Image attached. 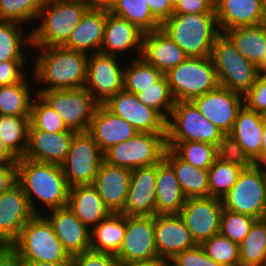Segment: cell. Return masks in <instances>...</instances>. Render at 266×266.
Here are the masks:
<instances>
[{
	"label": "cell",
	"mask_w": 266,
	"mask_h": 266,
	"mask_svg": "<svg viewBox=\"0 0 266 266\" xmlns=\"http://www.w3.org/2000/svg\"><path fill=\"white\" fill-rule=\"evenodd\" d=\"M114 55L101 52L88 55L85 88L99 104L123 89L124 67Z\"/></svg>",
	"instance_id": "obj_13"
},
{
	"label": "cell",
	"mask_w": 266,
	"mask_h": 266,
	"mask_svg": "<svg viewBox=\"0 0 266 266\" xmlns=\"http://www.w3.org/2000/svg\"><path fill=\"white\" fill-rule=\"evenodd\" d=\"M155 216H126V231L118 261L147 260L158 256L154 238Z\"/></svg>",
	"instance_id": "obj_17"
},
{
	"label": "cell",
	"mask_w": 266,
	"mask_h": 266,
	"mask_svg": "<svg viewBox=\"0 0 266 266\" xmlns=\"http://www.w3.org/2000/svg\"><path fill=\"white\" fill-rule=\"evenodd\" d=\"M110 12L136 25L144 33L161 28L145 0H114Z\"/></svg>",
	"instance_id": "obj_38"
},
{
	"label": "cell",
	"mask_w": 266,
	"mask_h": 266,
	"mask_svg": "<svg viewBox=\"0 0 266 266\" xmlns=\"http://www.w3.org/2000/svg\"><path fill=\"white\" fill-rule=\"evenodd\" d=\"M143 35L144 32L136 25L106 10L104 37L100 52L106 55L118 56L120 53L123 55L125 51L127 55L132 53L133 49H136L138 56H141Z\"/></svg>",
	"instance_id": "obj_23"
},
{
	"label": "cell",
	"mask_w": 266,
	"mask_h": 266,
	"mask_svg": "<svg viewBox=\"0 0 266 266\" xmlns=\"http://www.w3.org/2000/svg\"><path fill=\"white\" fill-rule=\"evenodd\" d=\"M216 158L242 169H250L255 164L230 134H224L216 145Z\"/></svg>",
	"instance_id": "obj_48"
},
{
	"label": "cell",
	"mask_w": 266,
	"mask_h": 266,
	"mask_svg": "<svg viewBox=\"0 0 266 266\" xmlns=\"http://www.w3.org/2000/svg\"><path fill=\"white\" fill-rule=\"evenodd\" d=\"M24 63L26 64L25 60H7L0 62V86L21 82L27 75L24 73Z\"/></svg>",
	"instance_id": "obj_52"
},
{
	"label": "cell",
	"mask_w": 266,
	"mask_h": 266,
	"mask_svg": "<svg viewBox=\"0 0 266 266\" xmlns=\"http://www.w3.org/2000/svg\"><path fill=\"white\" fill-rule=\"evenodd\" d=\"M18 159L6 148L0 139V164L17 163Z\"/></svg>",
	"instance_id": "obj_58"
},
{
	"label": "cell",
	"mask_w": 266,
	"mask_h": 266,
	"mask_svg": "<svg viewBox=\"0 0 266 266\" xmlns=\"http://www.w3.org/2000/svg\"><path fill=\"white\" fill-rule=\"evenodd\" d=\"M172 260L178 266H223L210 258L201 245H196L176 254Z\"/></svg>",
	"instance_id": "obj_50"
},
{
	"label": "cell",
	"mask_w": 266,
	"mask_h": 266,
	"mask_svg": "<svg viewBox=\"0 0 266 266\" xmlns=\"http://www.w3.org/2000/svg\"><path fill=\"white\" fill-rule=\"evenodd\" d=\"M45 214H35L11 245L23 262H71Z\"/></svg>",
	"instance_id": "obj_5"
},
{
	"label": "cell",
	"mask_w": 266,
	"mask_h": 266,
	"mask_svg": "<svg viewBox=\"0 0 266 266\" xmlns=\"http://www.w3.org/2000/svg\"><path fill=\"white\" fill-rule=\"evenodd\" d=\"M88 133L104 153L118 143L127 141L139 132L123 118L99 104L95 110Z\"/></svg>",
	"instance_id": "obj_25"
},
{
	"label": "cell",
	"mask_w": 266,
	"mask_h": 266,
	"mask_svg": "<svg viewBox=\"0 0 266 266\" xmlns=\"http://www.w3.org/2000/svg\"><path fill=\"white\" fill-rule=\"evenodd\" d=\"M16 166L17 183L22 187L35 214H43L36 207L37 199L48 210L67 206L70 186L61 165L20 158Z\"/></svg>",
	"instance_id": "obj_2"
},
{
	"label": "cell",
	"mask_w": 266,
	"mask_h": 266,
	"mask_svg": "<svg viewBox=\"0 0 266 266\" xmlns=\"http://www.w3.org/2000/svg\"><path fill=\"white\" fill-rule=\"evenodd\" d=\"M104 153L88 132L74 134L68 154L61 164L68 185L93 184Z\"/></svg>",
	"instance_id": "obj_12"
},
{
	"label": "cell",
	"mask_w": 266,
	"mask_h": 266,
	"mask_svg": "<svg viewBox=\"0 0 266 266\" xmlns=\"http://www.w3.org/2000/svg\"><path fill=\"white\" fill-rule=\"evenodd\" d=\"M224 34L244 58L256 66L261 62L266 53V22L255 26L231 28Z\"/></svg>",
	"instance_id": "obj_34"
},
{
	"label": "cell",
	"mask_w": 266,
	"mask_h": 266,
	"mask_svg": "<svg viewBox=\"0 0 266 266\" xmlns=\"http://www.w3.org/2000/svg\"><path fill=\"white\" fill-rule=\"evenodd\" d=\"M26 78L15 84L0 86V115L30 117L34 92H31L33 85H29Z\"/></svg>",
	"instance_id": "obj_35"
},
{
	"label": "cell",
	"mask_w": 266,
	"mask_h": 266,
	"mask_svg": "<svg viewBox=\"0 0 266 266\" xmlns=\"http://www.w3.org/2000/svg\"><path fill=\"white\" fill-rule=\"evenodd\" d=\"M106 10L87 9L63 47L89 55L100 52L104 37Z\"/></svg>",
	"instance_id": "obj_28"
},
{
	"label": "cell",
	"mask_w": 266,
	"mask_h": 266,
	"mask_svg": "<svg viewBox=\"0 0 266 266\" xmlns=\"http://www.w3.org/2000/svg\"><path fill=\"white\" fill-rule=\"evenodd\" d=\"M156 179L157 164L132 169L127 199L121 214L155 216Z\"/></svg>",
	"instance_id": "obj_19"
},
{
	"label": "cell",
	"mask_w": 266,
	"mask_h": 266,
	"mask_svg": "<svg viewBox=\"0 0 266 266\" xmlns=\"http://www.w3.org/2000/svg\"><path fill=\"white\" fill-rule=\"evenodd\" d=\"M67 206L90 230L111 214L92 184L71 186Z\"/></svg>",
	"instance_id": "obj_29"
},
{
	"label": "cell",
	"mask_w": 266,
	"mask_h": 266,
	"mask_svg": "<svg viewBox=\"0 0 266 266\" xmlns=\"http://www.w3.org/2000/svg\"><path fill=\"white\" fill-rule=\"evenodd\" d=\"M17 184L16 163L0 164V195Z\"/></svg>",
	"instance_id": "obj_54"
},
{
	"label": "cell",
	"mask_w": 266,
	"mask_h": 266,
	"mask_svg": "<svg viewBox=\"0 0 266 266\" xmlns=\"http://www.w3.org/2000/svg\"><path fill=\"white\" fill-rule=\"evenodd\" d=\"M44 0H0V20L21 24L38 18Z\"/></svg>",
	"instance_id": "obj_44"
},
{
	"label": "cell",
	"mask_w": 266,
	"mask_h": 266,
	"mask_svg": "<svg viewBox=\"0 0 266 266\" xmlns=\"http://www.w3.org/2000/svg\"><path fill=\"white\" fill-rule=\"evenodd\" d=\"M114 0H88V9H102L110 11Z\"/></svg>",
	"instance_id": "obj_59"
},
{
	"label": "cell",
	"mask_w": 266,
	"mask_h": 266,
	"mask_svg": "<svg viewBox=\"0 0 266 266\" xmlns=\"http://www.w3.org/2000/svg\"><path fill=\"white\" fill-rule=\"evenodd\" d=\"M30 125L34 129L44 130L49 133L68 130L59 114L38 94L35 95L31 103Z\"/></svg>",
	"instance_id": "obj_45"
},
{
	"label": "cell",
	"mask_w": 266,
	"mask_h": 266,
	"mask_svg": "<svg viewBox=\"0 0 266 266\" xmlns=\"http://www.w3.org/2000/svg\"><path fill=\"white\" fill-rule=\"evenodd\" d=\"M35 215L22 187L17 183L0 195V243L12 245L24 225Z\"/></svg>",
	"instance_id": "obj_18"
},
{
	"label": "cell",
	"mask_w": 266,
	"mask_h": 266,
	"mask_svg": "<svg viewBox=\"0 0 266 266\" xmlns=\"http://www.w3.org/2000/svg\"><path fill=\"white\" fill-rule=\"evenodd\" d=\"M87 9L82 2L44 0L37 18L42 22L30 32L31 46H63Z\"/></svg>",
	"instance_id": "obj_4"
},
{
	"label": "cell",
	"mask_w": 266,
	"mask_h": 266,
	"mask_svg": "<svg viewBox=\"0 0 266 266\" xmlns=\"http://www.w3.org/2000/svg\"><path fill=\"white\" fill-rule=\"evenodd\" d=\"M0 266H24V262L11 245H4L0 249Z\"/></svg>",
	"instance_id": "obj_56"
},
{
	"label": "cell",
	"mask_w": 266,
	"mask_h": 266,
	"mask_svg": "<svg viewBox=\"0 0 266 266\" xmlns=\"http://www.w3.org/2000/svg\"><path fill=\"white\" fill-rule=\"evenodd\" d=\"M258 73L261 75H266V53L264 54L261 62L257 65Z\"/></svg>",
	"instance_id": "obj_62"
},
{
	"label": "cell",
	"mask_w": 266,
	"mask_h": 266,
	"mask_svg": "<svg viewBox=\"0 0 266 266\" xmlns=\"http://www.w3.org/2000/svg\"><path fill=\"white\" fill-rule=\"evenodd\" d=\"M149 6L152 15L162 24L174 12L171 0H145Z\"/></svg>",
	"instance_id": "obj_55"
},
{
	"label": "cell",
	"mask_w": 266,
	"mask_h": 266,
	"mask_svg": "<svg viewBox=\"0 0 266 266\" xmlns=\"http://www.w3.org/2000/svg\"><path fill=\"white\" fill-rule=\"evenodd\" d=\"M24 266H71V262H60V263L24 262Z\"/></svg>",
	"instance_id": "obj_61"
},
{
	"label": "cell",
	"mask_w": 266,
	"mask_h": 266,
	"mask_svg": "<svg viewBox=\"0 0 266 266\" xmlns=\"http://www.w3.org/2000/svg\"><path fill=\"white\" fill-rule=\"evenodd\" d=\"M164 159L172 166L186 198L209 196V175L202 169L182 160L172 149L166 148Z\"/></svg>",
	"instance_id": "obj_32"
},
{
	"label": "cell",
	"mask_w": 266,
	"mask_h": 266,
	"mask_svg": "<svg viewBox=\"0 0 266 266\" xmlns=\"http://www.w3.org/2000/svg\"><path fill=\"white\" fill-rule=\"evenodd\" d=\"M119 266H167V259L157 256L147 260L120 261Z\"/></svg>",
	"instance_id": "obj_57"
},
{
	"label": "cell",
	"mask_w": 266,
	"mask_h": 266,
	"mask_svg": "<svg viewBox=\"0 0 266 266\" xmlns=\"http://www.w3.org/2000/svg\"><path fill=\"white\" fill-rule=\"evenodd\" d=\"M167 148L172 149L182 160L191 165L209 169L216 159V146L204 142H166Z\"/></svg>",
	"instance_id": "obj_41"
},
{
	"label": "cell",
	"mask_w": 266,
	"mask_h": 266,
	"mask_svg": "<svg viewBox=\"0 0 266 266\" xmlns=\"http://www.w3.org/2000/svg\"><path fill=\"white\" fill-rule=\"evenodd\" d=\"M263 117V114L257 113L243 104L237 113L233 130L230 133L257 165H261Z\"/></svg>",
	"instance_id": "obj_30"
},
{
	"label": "cell",
	"mask_w": 266,
	"mask_h": 266,
	"mask_svg": "<svg viewBox=\"0 0 266 266\" xmlns=\"http://www.w3.org/2000/svg\"><path fill=\"white\" fill-rule=\"evenodd\" d=\"M206 254L223 266H240L239 244L219 234L201 244Z\"/></svg>",
	"instance_id": "obj_46"
},
{
	"label": "cell",
	"mask_w": 266,
	"mask_h": 266,
	"mask_svg": "<svg viewBox=\"0 0 266 266\" xmlns=\"http://www.w3.org/2000/svg\"><path fill=\"white\" fill-rule=\"evenodd\" d=\"M166 133L139 132L104 152V162L130 170L158 164L166 150Z\"/></svg>",
	"instance_id": "obj_10"
},
{
	"label": "cell",
	"mask_w": 266,
	"mask_h": 266,
	"mask_svg": "<svg viewBox=\"0 0 266 266\" xmlns=\"http://www.w3.org/2000/svg\"><path fill=\"white\" fill-rule=\"evenodd\" d=\"M263 10L266 17V0H263Z\"/></svg>",
	"instance_id": "obj_66"
},
{
	"label": "cell",
	"mask_w": 266,
	"mask_h": 266,
	"mask_svg": "<svg viewBox=\"0 0 266 266\" xmlns=\"http://www.w3.org/2000/svg\"><path fill=\"white\" fill-rule=\"evenodd\" d=\"M131 170L102 162L93 182L99 196L111 213H121L127 199Z\"/></svg>",
	"instance_id": "obj_24"
},
{
	"label": "cell",
	"mask_w": 266,
	"mask_h": 266,
	"mask_svg": "<svg viewBox=\"0 0 266 266\" xmlns=\"http://www.w3.org/2000/svg\"><path fill=\"white\" fill-rule=\"evenodd\" d=\"M167 266H178L172 259H167Z\"/></svg>",
	"instance_id": "obj_63"
},
{
	"label": "cell",
	"mask_w": 266,
	"mask_h": 266,
	"mask_svg": "<svg viewBox=\"0 0 266 266\" xmlns=\"http://www.w3.org/2000/svg\"><path fill=\"white\" fill-rule=\"evenodd\" d=\"M75 133L69 129L64 132L49 133L29 125L27 147L23 158L61 165L68 154Z\"/></svg>",
	"instance_id": "obj_20"
},
{
	"label": "cell",
	"mask_w": 266,
	"mask_h": 266,
	"mask_svg": "<svg viewBox=\"0 0 266 266\" xmlns=\"http://www.w3.org/2000/svg\"><path fill=\"white\" fill-rule=\"evenodd\" d=\"M192 102L200 113L211 121L223 134H230L233 130L239 109L244 104V96L225 87L218 86Z\"/></svg>",
	"instance_id": "obj_15"
},
{
	"label": "cell",
	"mask_w": 266,
	"mask_h": 266,
	"mask_svg": "<svg viewBox=\"0 0 266 266\" xmlns=\"http://www.w3.org/2000/svg\"><path fill=\"white\" fill-rule=\"evenodd\" d=\"M141 57L163 74L188 58L161 28L144 33Z\"/></svg>",
	"instance_id": "obj_27"
},
{
	"label": "cell",
	"mask_w": 266,
	"mask_h": 266,
	"mask_svg": "<svg viewBox=\"0 0 266 266\" xmlns=\"http://www.w3.org/2000/svg\"><path fill=\"white\" fill-rule=\"evenodd\" d=\"M70 1L82 2L85 3L88 7V0H70Z\"/></svg>",
	"instance_id": "obj_65"
},
{
	"label": "cell",
	"mask_w": 266,
	"mask_h": 266,
	"mask_svg": "<svg viewBox=\"0 0 266 266\" xmlns=\"http://www.w3.org/2000/svg\"><path fill=\"white\" fill-rule=\"evenodd\" d=\"M182 0H171L173 7L175 8Z\"/></svg>",
	"instance_id": "obj_64"
},
{
	"label": "cell",
	"mask_w": 266,
	"mask_h": 266,
	"mask_svg": "<svg viewBox=\"0 0 266 266\" xmlns=\"http://www.w3.org/2000/svg\"><path fill=\"white\" fill-rule=\"evenodd\" d=\"M186 199L174 169L163 158L157 164L156 214H178Z\"/></svg>",
	"instance_id": "obj_31"
},
{
	"label": "cell",
	"mask_w": 266,
	"mask_h": 266,
	"mask_svg": "<svg viewBox=\"0 0 266 266\" xmlns=\"http://www.w3.org/2000/svg\"><path fill=\"white\" fill-rule=\"evenodd\" d=\"M135 95L141 103L157 111L166 121L168 120L175 100L165 75L158 82Z\"/></svg>",
	"instance_id": "obj_43"
},
{
	"label": "cell",
	"mask_w": 266,
	"mask_h": 266,
	"mask_svg": "<svg viewBox=\"0 0 266 266\" xmlns=\"http://www.w3.org/2000/svg\"><path fill=\"white\" fill-rule=\"evenodd\" d=\"M62 118L67 129L88 132L99 103L85 87L66 90L36 91Z\"/></svg>",
	"instance_id": "obj_11"
},
{
	"label": "cell",
	"mask_w": 266,
	"mask_h": 266,
	"mask_svg": "<svg viewBox=\"0 0 266 266\" xmlns=\"http://www.w3.org/2000/svg\"><path fill=\"white\" fill-rule=\"evenodd\" d=\"M161 29L190 58L211 56L215 38L220 34L215 13L172 14Z\"/></svg>",
	"instance_id": "obj_3"
},
{
	"label": "cell",
	"mask_w": 266,
	"mask_h": 266,
	"mask_svg": "<svg viewBox=\"0 0 266 266\" xmlns=\"http://www.w3.org/2000/svg\"><path fill=\"white\" fill-rule=\"evenodd\" d=\"M211 58L219 86L242 95L254 85L259 75L257 66L244 58L224 33L215 38Z\"/></svg>",
	"instance_id": "obj_6"
},
{
	"label": "cell",
	"mask_w": 266,
	"mask_h": 266,
	"mask_svg": "<svg viewBox=\"0 0 266 266\" xmlns=\"http://www.w3.org/2000/svg\"><path fill=\"white\" fill-rule=\"evenodd\" d=\"M223 204L216 197H191L178 213L197 245L219 234Z\"/></svg>",
	"instance_id": "obj_14"
},
{
	"label": "cell",
	"mask_w": 266,
	"mask_h": 266,
	"mask_svg": "<svg viewBox=\"0 0 266 266\" xmlns=\"http://www.w3.org/2000/svg\"><path fill=\"white\" fill-rule=\"evenodd\" d=\"M223 208L253 218H266V165L243 169L237 182L221 199Z\"/></svg>",
	"instance_id": "obj_8"
},
{
	"label": "cell",
	"mask_w": 266,
	"mask_h": 266,
	"mask_svg": "<svg viewBox=\"0 0 266 266\" xmlns=\"http://www.w3.org/2000/svg\"><path fill=\"white\" fill-rule=\"evenodd\" d=\"M256 220L251 216L223 209L219 233L239 244L250 232Z\"/></svg>",
	"instance_id": "obj_47"
},
{
	"label": "cell",
	"mask_w": 266,
	"mask_h": 266,
	"mask_svg": "<svg viewBox=\"0 0 266 266\" xmlns=\"http://www.w3.org/2000/svg\"><path fill=\"white\" fill-rule=\"evenodd\" d=\"M124 66L123 89L131 93H139L158 82L164 74L144 58L130 59ZM128 65V67H127Z\"/></svg>",
	"instance_id": "obj_40"
},
{
	"label": "cell",
	"mask_w": 266,
	"mask_h": 266,
	"mask_svg": "<svg viewBox=\"0 0 266 266\" xmlns=\"http://www.w3.org/2000/svg\"><path fill=\"white\" fill-rule=\"evenodd\" d=\"M154 238L158 257L164 259L197 245L179 214H156Z\"/></svg>",
	"instance_id": "obj_21"
},
{
	"label": "cell",
	"mask_w": 266,
	"mask_h": 266,
	"mask_svg": "<svg viewBox=\"0 0 266 266\" xmlns=\"http://www.w3.org/2000/svg\"><path fill=\"white\" fill-rule=\"evenodd\" d=\"M215 13V0H182L173 14Z\"/></svg>",
	"instance_id": "obj_53"
},
{
	"label": "cell",
	"mask_w": 266,
	"mask_h": 266,
	"mask_svg": "<svg viewBox=\"0 0 266 266\" xmlns=\"http://www.w3.org/2000/svg\"><path fill=\"white\" fill-rule=\"evenodd\" d=\"M20 25L17 22L0 20V62L26 60L22 49L25 45L31 46V33L24 34Z\"/></svg>",
	"instance_id": "obj_39"
},
{
	"label": "cell",
	"mask_w": 266,
	"mask_h": 266,
	"mask_svg": "<svg viewBox=\"0 0 266 266\" xmlns=\"http://www.w3.org/2000/svg\"><path fill=\"white\" fill-rule=\"evenodd\" d=\"M266 165V117H263V141L261 145V165Z\"/></svg>",
	"instance_id": "obj_60"
},
{
	"label": "cell",
	"mask_w": 266,
	"mask_h": 266,
	"mask_svg": "<svg viewBox=\"0 0 266 266\" xmlns=\"http://www.w3.org/2000/svg\"><path fill=\"white\" fill-rule=\"evenodd\" d=\"M164 75L175 102L192 101L219 86L211 56L188 57Z\"/></svg>",
	"instance_id": "obj_7"
},
{
	"label": "cell",
	"mask_w": 266,
	"mask_h": 266,
	"mask_svg": "<svg viewBox=\"0 0 266 266\" xmlns=\"http://www.w3.org/2000/svg\"><path fill=\"white\" fill-rule=\"evenodd\" d=\"M45 216L54 233L70 257L90 251L91 230L85 226L68 206L49 210Z\"/></svg>",
	"instance_id": "obj_22"
},
{
	"label": "cell",
	"mask_w": 266,
	"mask_h": 266,
	"mask_svg": "<svg viewBox=\"0 0 266 266\" xmlns=\"http://www.w3.org/2000/svg\"><path fill=\"white\" fill-rule=\"evenodd\" d=\"M223 132L206 119L192 101L175 102L166 121V142H204L217 145Z\"/></svg>",
	"instance_id": "obj_9"
},
{
	"label": "cell",
	"mask_w": 266,
	"mask_h": 266,
	"mask_svg": "<svg viewBox=\"0 0 266 266\" xmlns=\"http://www.w3.org/2000/svg\"><path fill=\"white\" fill-rule=\"evenodd\" d=\"M240 266L266 265V218L258 219L239 243Z\"/></svg>",
	"instance_id": "obj_36"
},
{
	"label": "cell",
	"mask_w": 266,
	"mask_h": 266,
	"mask_svg": "<svg viewBox=\"0 0 266 266\" xmlns=\"http://www.w3.org/2000/svg\"><path fill=\"white\" fill-rule=\"evenodd\" d=\"M244 104L257 113L266 114V75L259 74L254 85L243 95Z\"/></svg>",
	"instance_id": "obj_49"
},
{
	"label": "cell",
	"mask_w": 266,
	"mask_h": 266,
	"mask_svg": "<svg viewBox=\"0 0 266 266\" xmlns=\"http://www.w3.org/2000/svg\"><path fill=\"white\" fill-rule=\"evenodd\" d=\"M31 48L35 55L33 78L37 83L47 85L36 91L77 89L85 86L88 54L63 46Z\"/></svg>",
	"instance_id": "obj_1"
},
{
	"label": "cell",
	"mask_w": 266,
	"mask_h": 266,
	"mask_svg": "<svg viewBox=\"0 0 266 266\" xmlns=\"http://www.w3.org/2000/svg\"><path fill=\"white\" fill-rule=\"evenodd\" d=\"M242 168L215 159L208 169L209 196L222 199L237 182Z\"/></svg>",
	"instance_id": "obj_42"
},
{
	"label": "cell",
	"mask_w": 266,
	"mask_h": 266,
	"mask_svg": "<svg viewBox=\"0 0 266 266\" xmlns=\"http://www.w3.org/2000/svg\"><path fill=\"white\" fill-rule=\"evenodd\" d=\"M215 14L220 33L266 22L263 0H215Z\"/></svg>",
	"instance_id": "obj_26"
},
{
	"label": "cell",
	"mask_w": 266,
	"mask_h": 266,
	"mask_svg": "<svg viewBox=\"0 0 266 266\" xmlns=\"http://www.w3.org/2000/svg\"><path fill=\"white\" fill-rule=\"evenodd\" d=\"M71 266H119L115 255L86 251L71 257Z\"/></svg>",
	"instance_id": "obj_51"
},
{
	"label": "cell",
	"mask_w": 266,
	"mask_h": 266,
	"mask_svg": "<svg viewBox=\"0 0 266 266\" xmlns=\"http://www.w3.org/2000/svg\"><path fill=\"white\" fill-rule=\"evenodd\" d=\"M126 231V216L111 213L91 229L90 251L116 255L122 245Z\"/></svg>",
	"instance_id": "obj_33"
},
{
	"label": "cell",
	"mask_w": 266,
	"mask_h": 266,
	"mask_svg": "<svg viewBox=\"0 0 266 266\" xmlns=\"http://www.w3.org/2000/svg\"><path fill=\"white\" fill-rule=\"evenodd\" d=\"M103 105L138 132L166 133V120L157 111L141 103L134 93L122 89Z\"/></svg>",
	"instance_id": "obj_16"
},
{
	"label": "cell",
	"mask_w": 266,
	"mask_h": 266,
	"mask_svg": "<svg viewBox=\"0 0 266 266\" xmlns=\"http://www.w3.org/2000/svg\"><path fill=\"white\" fill-rule=\"evenodd\" d=\"M30 117L0 115V139L17 158H23L27 147Z\"/></svg>",
	"instance_id": "obj_37"
}]
</instances>
